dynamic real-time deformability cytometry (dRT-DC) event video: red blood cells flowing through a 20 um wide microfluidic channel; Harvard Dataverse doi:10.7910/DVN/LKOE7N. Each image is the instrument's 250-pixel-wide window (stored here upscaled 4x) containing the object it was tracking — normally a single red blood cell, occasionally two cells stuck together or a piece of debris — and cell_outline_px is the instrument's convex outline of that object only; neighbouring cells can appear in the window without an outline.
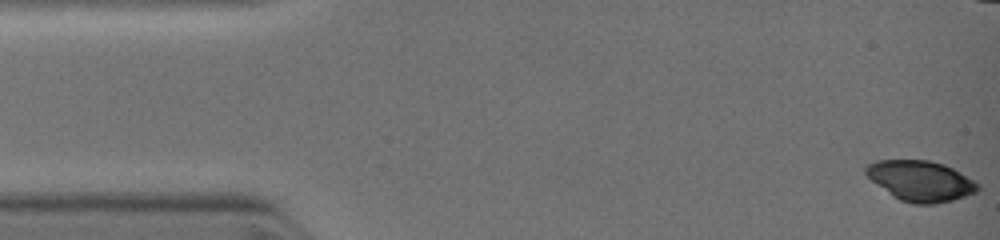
{"species": "common noctule bat (a hibernating species)", "species_latin": "Nyctalus noctula", "temperature_condition": "warm", "stored_images_in_passage": 7, "camera_frame_rate_fps": 3000, "um_per_image_px": 0.085, "animal": {"sex": "female", "body_mass_g": 19.0, "forearm_length_mm": 51.5}, "frame": {"image": 1, "passage_image": 1, "time_ms": 0.0, "image_size_px": [1000, 240], "cell_outline_px": [[980, 188], [976, 192], [952, 200], [936, 204], [912, 204], [900, 200], [892, 196], [872, 180], [864, 172], [864, 168], [868, 164], [876, 160], [928, 160], [944, 164], [960, 172], [980, 184]], "centroid_in_image_um": [78.25, 15.38], "position_along_channel_um": 6.8, "area_um2": 26.36}}
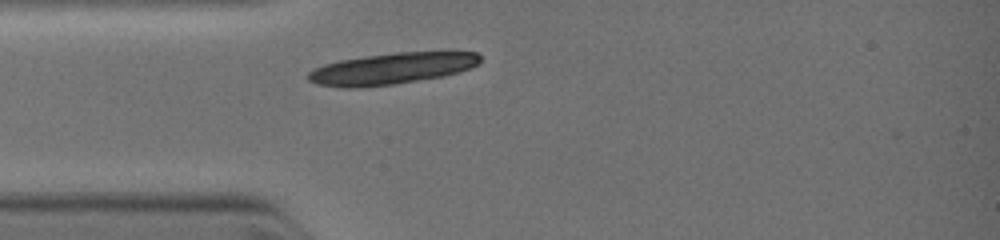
{"frame": {"image": 2, "passage_image": 7, "time_ms": 4.0, "image_size_px": [1000, 240], "cell_outline_px": [[480, 64], [472, 68], [444, 76], [392, 84], [360, 88], [340, 88], [316, 84], [308, 80], [308, 72], [324, 64], [340, 60], [396, 52], [476, 52], [480, 56]], "centroid_in_image_um": [33.3, 5.84], "position_along_channel_um": 51.7, "area_um2": 31.39}}